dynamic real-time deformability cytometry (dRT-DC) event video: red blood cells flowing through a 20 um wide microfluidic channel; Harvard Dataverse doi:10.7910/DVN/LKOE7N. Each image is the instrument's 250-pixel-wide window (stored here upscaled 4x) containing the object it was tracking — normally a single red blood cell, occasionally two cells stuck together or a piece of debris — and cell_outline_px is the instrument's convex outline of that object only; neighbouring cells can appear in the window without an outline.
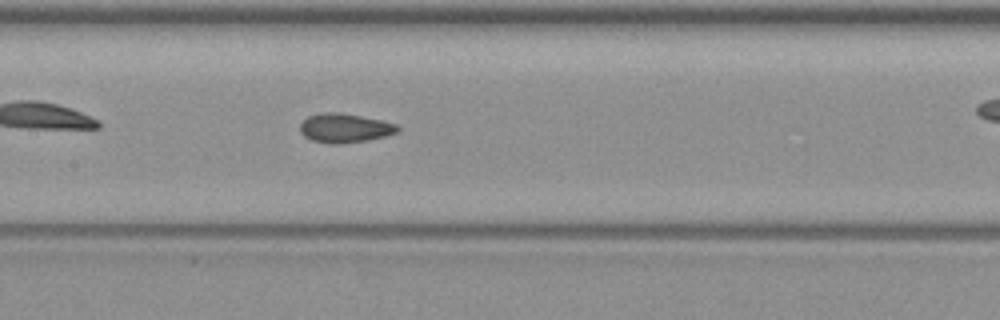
{"species": "common noctule bat (a hibernating species)", "species_latin": "Nyctalus noctula", "temperature_condition": "warm", "stored_images_in_passage": 33, "camera_frame_rate_fps": 3000, "um_per_image_px": 0.085, "animal": {"sex": "female", "body_mass_g": 19.3, "forearm_length_mm": 54.1}, "frame": {"image": 1, "passage_image": 10, "time_ms": 3.0, "image_size_px": [1000, 320], "cell_outline_px": [[400, 128], [396, 132], [384, 136], [368, 140], [340, 144], [328, 144], [312, 140], [304, 136], [300, 132], [300, 124], [308, 116], [320, 112], [340, 112], [384, 120], [396, 124]], "centroid_in_image_um": [29.29, 10.87], "position_along_channel_um": 178.1, "area_um2": 16.7}}